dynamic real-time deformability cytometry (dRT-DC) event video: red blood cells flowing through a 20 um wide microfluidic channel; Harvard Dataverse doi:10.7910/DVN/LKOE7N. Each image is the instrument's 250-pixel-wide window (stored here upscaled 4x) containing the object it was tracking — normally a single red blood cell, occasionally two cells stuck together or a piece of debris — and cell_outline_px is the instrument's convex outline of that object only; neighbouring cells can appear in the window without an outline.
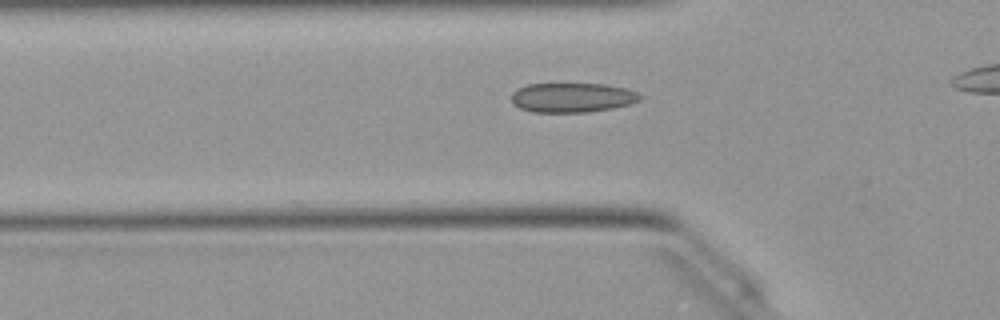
{"species": "Egyptian fruit bat (a non-hibernating species)", "species_latin": "Rousettus aegyptiacus", "temperature_condition": "warm", "stored_images_in_passage": 33, "camera_frame_rate_fps": 3000, "um_per_image_px": 0.085, "animal": {"sex": "female"}, "frame": {"image": 1, "passage_image": 9, "time_ms": 2.667, "image_size_px": [1000, 320], "cell_outline_px": [[644, 96], [640, 100], [632, 104], [612, 108], [588, 112], [532, 112], [520, 108], [512, 104], [512, 92], [516, 88], [528, 84], [604, 84], [624, 88], [636, 92]], "centroid_in_image_um": [48.63, 8.29], "position_along_channel_um": 77.2, "area_um2": 22.25}}
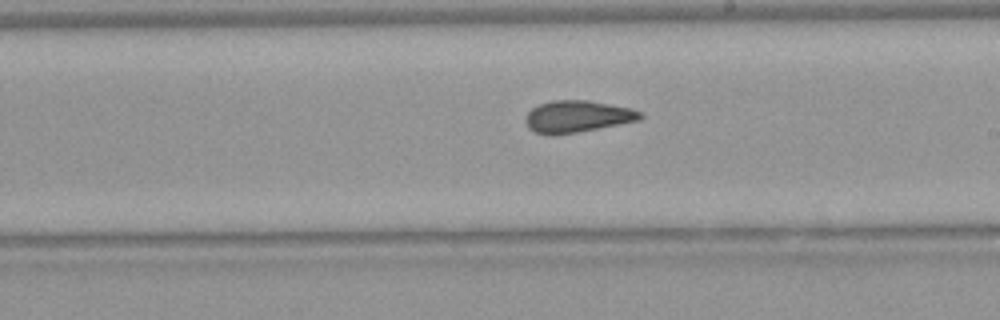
{"frame": {"image": 2, "passage_image": 21, "time_ms": 6.667, "image_size_px": [1000, 320], "cell_outline_px": [[644, 116], [640, 120], [576, 132], [548, 136], [536, 132], [528, 128], [524, 120], [524, 116], [532, 108], [540, 104], [552, 100], [588, 100], [628, 108], [644, 112]], "centroid_in_image_um": [49.04, 9.9], "position_along_channel_um": 240.0, "area_um2": 21.27}}
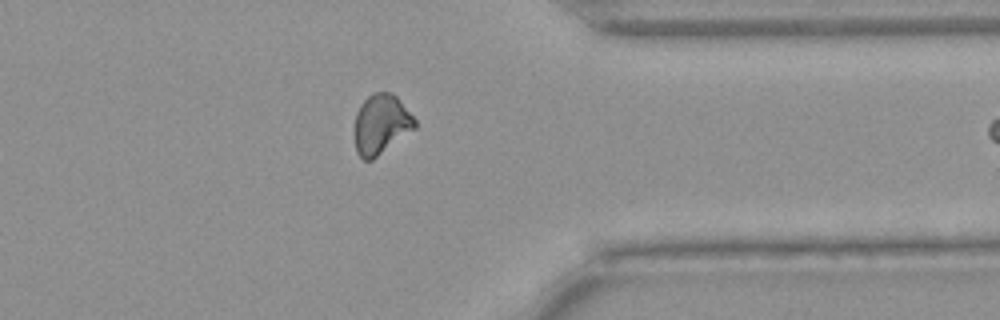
{"frame": {"image": 3, "passage_image": 32, "time_ms": 10.333, "image_size_px": [1000, 320], "cell_outline_px": [[416, 128], [372, 160], [364, 160], [356, 152], [352, 132], [356, 112], [360, 104], [372, 92], [392, 92], [400, 100], [416, 120]], "centroid_in_image_um": [32.35, 10.56], "position_along_channel_um": 379.1, "area_um2": 21.44}}